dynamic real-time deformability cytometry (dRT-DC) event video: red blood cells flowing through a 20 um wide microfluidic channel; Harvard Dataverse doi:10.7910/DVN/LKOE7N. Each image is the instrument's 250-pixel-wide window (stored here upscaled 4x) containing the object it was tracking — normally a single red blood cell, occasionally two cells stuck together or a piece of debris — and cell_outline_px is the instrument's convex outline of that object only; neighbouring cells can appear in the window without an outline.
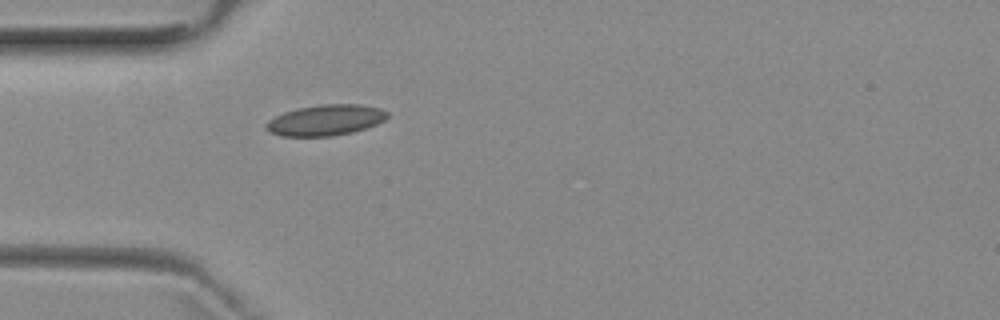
{"species": "common noctule bat (a hibernating species)", "species_latin": "Nyctalus noctula", "temperature_condition": "room temperature", "stored_images_in_passage": 1, "camera_frame_rate_fps": 3000, "um_per_image_px": 0.085, "animal": {"sex": "female", "body_mass_g": 29.2, "forearm_length_mm": 56.3}, "frame": {"image": 1, "passage_image": 1, "time_ms": 0.0, "image_size_px": [1000, 320], "cell_outline_px": [[388, 116], [384, 120], [376, 124], [352, 132], [332, 136], [280, 136], [268, 132], [264, 128], [264, 124], [268, 120], [284, 112], [296, 108], [320, 104], [360, 104], [380, 108], [388, 112]], "centroid_in_image_um": [27.63, 10.21], "position_along_channel_um": 57.4, "area_um2": 21.91}}